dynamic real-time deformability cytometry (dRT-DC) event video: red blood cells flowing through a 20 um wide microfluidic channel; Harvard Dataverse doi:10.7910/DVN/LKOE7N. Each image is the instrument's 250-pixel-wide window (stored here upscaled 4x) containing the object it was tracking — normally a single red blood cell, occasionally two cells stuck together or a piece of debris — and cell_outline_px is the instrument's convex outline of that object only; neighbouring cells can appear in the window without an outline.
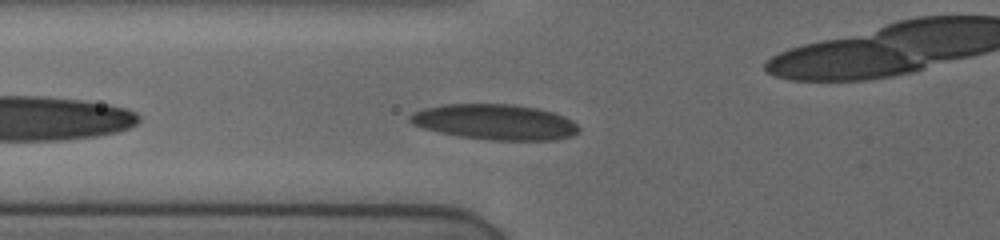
{"species": "human", "species_latin": "Homo sapiens", "temperature_condition": "cold", "stored_images_in_passage": 11, "segment_of_instrument_passage": [1, 2], "camera_frame_rate_fps": 3000, "um_per_image_px": 0.085, "donor": {"sex": "female"}, "frame": {"image": 1, "passage_image": 8, "time_ms": 4.0, "image_size_px": [1000, 240], "cell_outline_px": [[580, 132], [572, 136], [556, 140], [492, 140], [460, 136], [440, 132], [424, 128], [412, 124], [408, 120], [408, 116], [412, 112], [424, 108], [444, 104], [512, 104], [536, 108], [552, 112], [564, 116], [572, 120], [580, 128]], "centroid_in_image_um": [42.08, 10.37], "position_along_channel_um": 83.7, "area_um2": 34.97}}
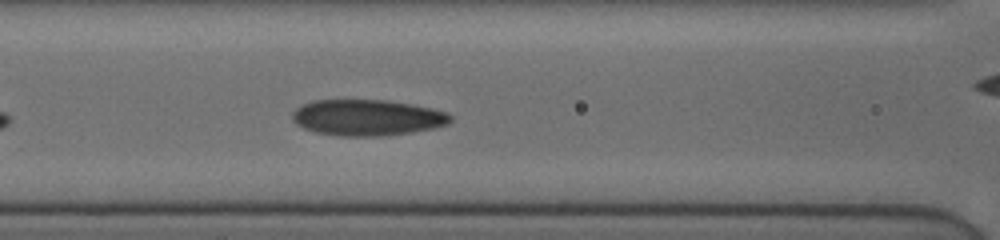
{"frame": {"image": 2, "passage_image": 10, "time_ms": 5.333, "image_size_px": [1000, 240], "cell_outline_px": [[452, 120], [448, 124], [432, 128], [412, 132], [380, 136], [340, 136], [316, 132], [304, 128], [296, 124], [292, 120], [292, 112], [296, 108], [312, 100], [384, 100], [412, 104], [432, 108], [448, 112], [452, 116]], "centroid_in_image_um": [31.22, 9.99], "position_along_channel_um": 135.4, "area_um2": 33.29}}